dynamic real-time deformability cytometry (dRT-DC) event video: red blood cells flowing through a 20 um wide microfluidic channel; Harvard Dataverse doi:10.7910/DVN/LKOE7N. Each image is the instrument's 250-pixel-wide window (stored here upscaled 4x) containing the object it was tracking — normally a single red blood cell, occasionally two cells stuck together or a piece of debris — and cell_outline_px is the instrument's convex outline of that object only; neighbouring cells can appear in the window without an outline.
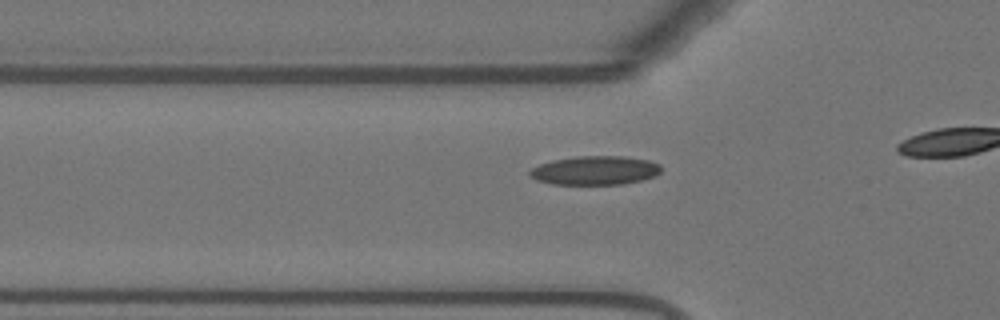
{"species": "Egyptian fruit bat (a non-hibernating species)", "species_latin": "Rousettus aegyptiacus", "temperature_condition": "warm", "stored_images_in_passage": 20, "camera_frame_rate_fps": 3000, "um_per_image_px": 0.085, "animal": {"sex": "female"}, "frame": {"image": 1, "passage_image": 14, "time_ms": 4.333, "image_size_px": [1000, 320], "cell_outline_px": [[660, 172], [656, 176], [624, 184], [552, 184], [536, 180], [528, 176], [528, 172], [532, 168], [540, 164], [552, 160], [576, 156], [624, 156], [648, 160], [660, 164]], "centroid_in_image_um": [50.56, 14.48], "position_along_channel_um": 75.2, "area_um2": 22.2}}
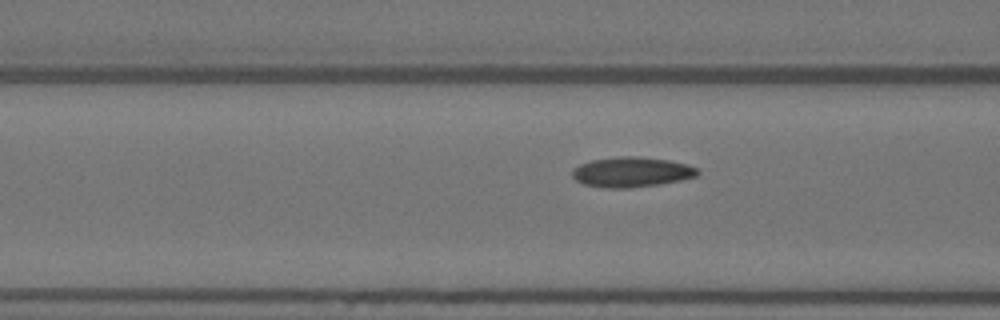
{"frame": {"image": 2, "passage_image": 17, "time_ms": 5.333, "image_size_px": [1000, 320], "cell_outline_px": [[700, 172], [696, 176], [680, 180], [660, 184], [628, 188], [604, 188], [584, 184], [576, 180], [572, 176], [572, 168], [580, 164], [592, 160], [620, 156], [640, 156], [668, 160], [688, 164], [696, 168]], "centroid_in_image_um": [53.67, 14.62], "position_along_channel_um": 112.9, "area_um2": 22.02}}